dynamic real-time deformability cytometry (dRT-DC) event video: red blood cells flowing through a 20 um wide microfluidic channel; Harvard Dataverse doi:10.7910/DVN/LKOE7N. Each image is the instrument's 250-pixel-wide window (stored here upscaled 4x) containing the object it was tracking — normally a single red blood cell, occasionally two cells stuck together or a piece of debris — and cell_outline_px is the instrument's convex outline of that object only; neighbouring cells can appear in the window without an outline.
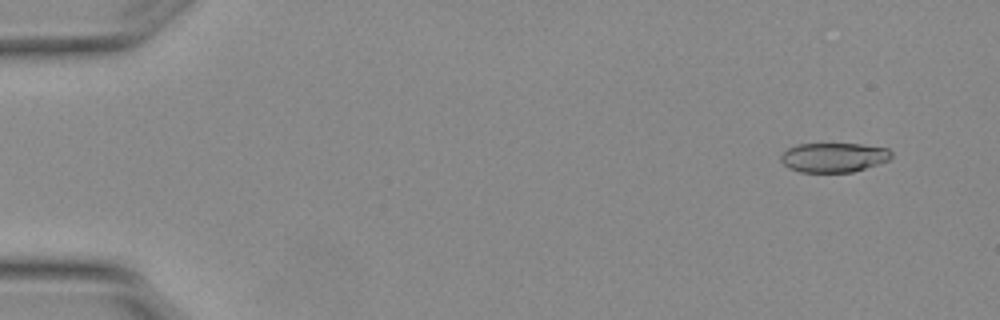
{"species": "Egyptian fruit bat (a non-hibernating species)", "species_latin": "Rousettus aegyptiacus", "temperature_condition": "warm", "stored_images_in_passage": 5, "camera_frame_rate_fps": 3000, "um_per_image_px": 0.085, "animal": {"sex": "female"}, "frame": {"image": 1, "passage_image": 1, "time_ms": 0.0, "image_size_px": [1000, 320], "cell_outline_px": [[892, 156], [888, 160], [852, 172], [800, 172], [788, 168], [780, 160], [780, 156], [788, 148], [796, 144], [860, 144], [888, 148], [892, 152]], "centroid_in_image_um": [70.84, 13.38], "position_along_channel_um": 14.2, "area_um2": 18.9}}
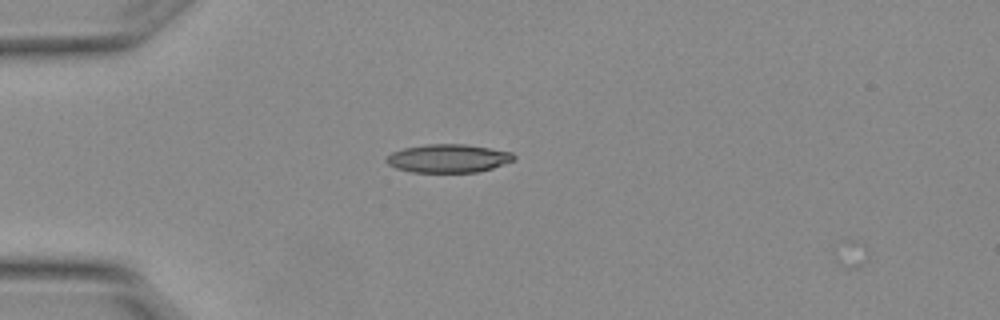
{"frame": {"image": 2, "passage_image": 4, "time_ms": 1.0, "image_size_px": [1000, 320], "cell_outline_px": [[516, 156], [512, 160], [492, 168], [476, 172], [412, 172], [396, 168], [388, 164], [384, 160], [384, 156], [392, 152], [404, 148], [428, 144], [464, 144], [512, 152]], "centroid_in_image_um": [38.04, 13.46], "position_along_channel_um": 47.0, "area_um2": 20.92}}